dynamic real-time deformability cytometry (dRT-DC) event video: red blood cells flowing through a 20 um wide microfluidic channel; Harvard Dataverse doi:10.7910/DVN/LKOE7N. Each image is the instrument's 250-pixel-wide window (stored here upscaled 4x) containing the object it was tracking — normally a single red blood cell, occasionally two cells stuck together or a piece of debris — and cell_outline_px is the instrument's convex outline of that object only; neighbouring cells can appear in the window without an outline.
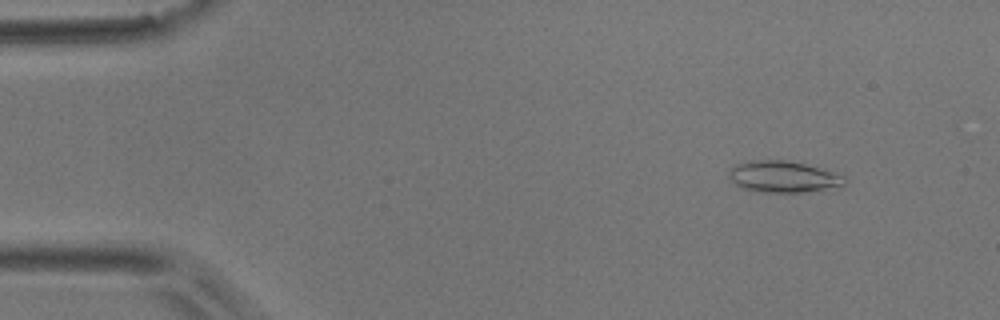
{"species": "common noctule bat (a hibernating species)", "species_latin": "Nyctalus noctula", "temperature_condition": "room temperature", "stored_images_in_passage": 46, "segment_of_instrument_passage": [1, 2], "camera_frame_rate_fps": 3000, "um_per_image_px": 0.085, "animal": {"sex": "male", "body_mass_g": 17.9}, "frame": {"image": 1, "passage_image": 5, "time_ms": 1.333, "image_size_px": [1000, 320], "cell_outline_px": [[848, 180], [844, 184], [804, 192], [756, 192], [744, 188], [736, 184], [728, 176], [728, 172], [736, 164], [748, 160], [784, 160], [804, 164], [832, 172], [844, 176]], "centroid_in_image_um": [66.51, 15.01], "position_along_channel_um": 18.5, "area_um2": 20.81}}
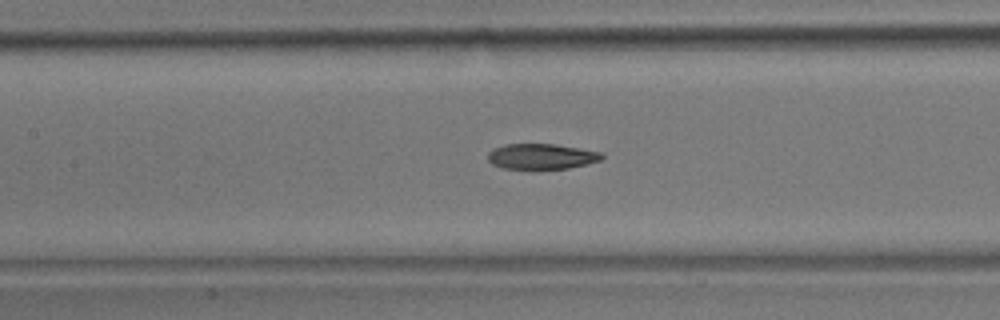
{"frame": {"image": 2, "passage_image": 23, "time_ms": 7.333, "image_size_px": [1000, 320], "cell_outline_px": [[604, 156], [600, 160], [568, 168], [536, 172], [504, 168], [492, 164], [488, 160], [488, 152], [492, 148], [504, 144], [556, 144], [580, 148], [600, 152]], "centroid_in_image_um": [45.96, 13.33], "position_along_channel_um": 161.4, "area_um2": 17.63}}
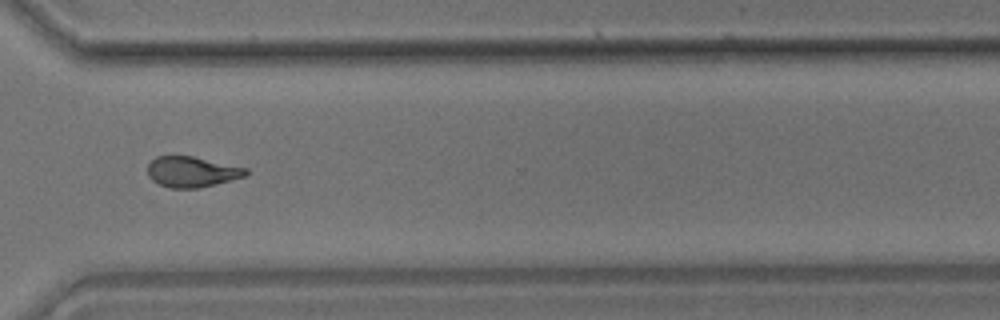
{"frame": {"image": 3, "passage_image": 38, "time_ms": 12.333, "image_size_px": [1000, 320], "cell_outline_px": [[248, 172], [244, 176], [232, 180], [200, 188], [168, 188], [152, 180], [148, 176], [148, 164], [156, 156], [192, 156], [248, 168]], "centroid_in_image_um": [16.3, 14.61], "position_along_channel_um": 354.3, "area_um2": 17.51}}